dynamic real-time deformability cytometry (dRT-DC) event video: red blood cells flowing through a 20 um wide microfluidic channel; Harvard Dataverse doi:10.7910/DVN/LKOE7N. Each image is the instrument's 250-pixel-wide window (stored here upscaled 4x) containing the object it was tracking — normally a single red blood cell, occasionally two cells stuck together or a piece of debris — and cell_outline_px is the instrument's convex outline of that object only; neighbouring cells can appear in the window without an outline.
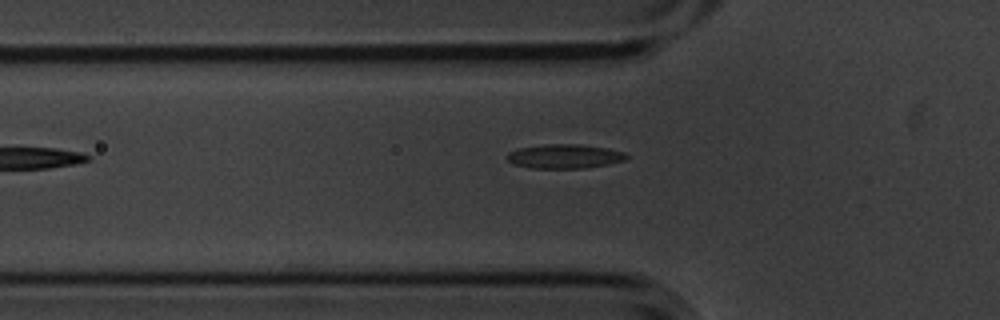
{"species": "common noctule bat (a hibernating species)", "species_latin": "Nyctalus noctula", "temperature_condition": "cold", "stored_images_in_passage": 6, "camera_frame_rate_fps": 3000, "um_per_image_px": 0.085, "animal": {"sex": "male", "body_mass_g": 20.1, "forearm_length_mm": 53.5}, "frame": {"image": 1, "passage_image": 6, "time_ms": 1.667, "image_size_px": [1000, 320], "cell_outline_px": [[628, 156], [624, 160], [608, 164], [588, 168], [532, 168], [512, 164], [504, 156], [508, 152], [520, 148], [544, 144], [580, 144], [608, 148], [624, 152]], "centroid_in_image_um": [47.96, 13.28], "position_along_channel_um": 77.8, "area_um2": 16.94}}